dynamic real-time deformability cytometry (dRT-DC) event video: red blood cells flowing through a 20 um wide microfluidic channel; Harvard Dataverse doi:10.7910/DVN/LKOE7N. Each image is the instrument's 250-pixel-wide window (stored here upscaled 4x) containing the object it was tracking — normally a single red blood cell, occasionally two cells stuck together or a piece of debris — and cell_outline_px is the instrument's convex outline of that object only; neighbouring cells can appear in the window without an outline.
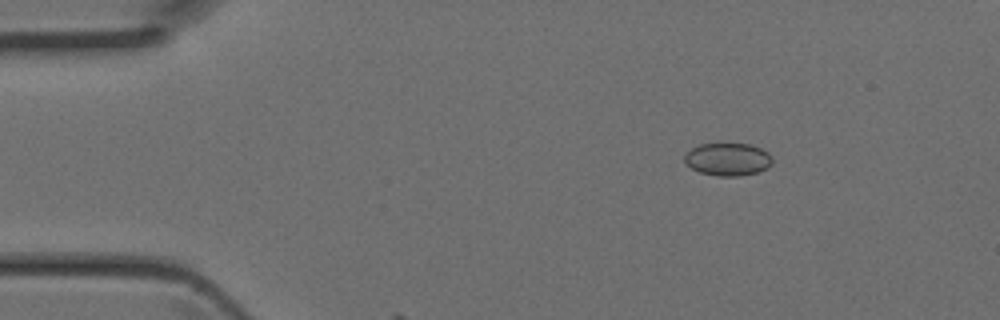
{"species": "Egyptian fruit bat (a non-hibernating species)", "species_latin": "Rousettus aegyptiacus", "temperature_condition": "room temperature", "stored_images_in_passage": 3, "camera_frame_rate_fps": 3000, "um_per_image_px": 0.085, "animal": {"sex": "female"}, "frame": {"image": 1, "passage_image": 1, "time_ms": 0.0, "image_size_px": [1000, 320], "cell_outline_px": [[772, 164], [768, 168], [756, 172], [740, 176], [716, 176], [700, 172], [692, 168], [684, 160], [684, 152], [700, 144], [728, 140], [752, 144], [768, 152], [772, 156]], "centroid_in_image_um": [61.87, 13.48], "position_along_channel_um": 23.1, "area_um2": 17.57}}